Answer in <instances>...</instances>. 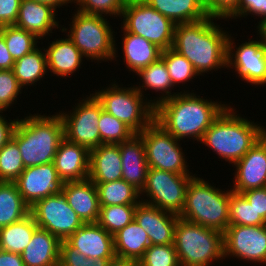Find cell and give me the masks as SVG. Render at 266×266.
<instances>
[{"label":"cell","instance_id":"obj_1","mask_svg":"<svg viewBox=\"0 0 266 266\" xmlns=\"http://www.w3.org/2000/svg\"><path fill=\"white\" fill-rule=\"evenodd\" d=\"M176 94L155 106L154 120L174 138L200 142L212 122L228 106L204 99L189 90Z\"/></svg>","mask_w":266,"mask_h":266},{"label":"cell","instance_id":"obj_2","mask_svg":"<svg viewBox=\"0 0 266 266\" xmlns=\"http://www.w3.org/2000/svg\"><path fill=\"white\" fill-rule=\"evenodd\" d=\"M217 18L207 17L193 23L176 24L172 47L183 55L201 75L227 67L229 33L219 27Z\"/></svg>","mask_w":266,"mask_h":266},{"label":"cell","instance_id":"obj_3","mask_svg":"<svg viewBox=\"0 0 266 266\" xmlns=\"http://www.w3.org/2000/svg\"><path fill=\"white\" fill-rule=\"evenodd\" d=\"M235 110L228 105L212 122L200 141V144L206 145L216 152L219 158L232 165L266 132L264 126L241 117Z\"/></svg>","mask_w":266,"mask_h":266},{"label":"cell","instance_id":"obj_4","mask_svg":"<svg viewBox=\"0 0 266 266\" xmlns=\"http://www.w3.org/2000/svg\"><path fill=\"white\" fill-rule=\"evenodd\" d=\"M12 139L17 143L24 167L54 162L64 126L59 113L29 114L17 121Z\"/></svg>","mask_w":266,"mask_h":266},{"label":"cell","instance_id":"obj_5","mask_svg":"<svg viewBox=\"0 0 266 266\" xmlns=\"http://www.w3.org/2000/svg\"><path fill=\"white\" fill-rule=\"evenodd\" d=\"M231 192V188L222 191L203 178L194 176L188 184L185 204L178 216L224 233L229 226Z\"/></svg>","mask_w":266,"mask_h":266},{"label":"cell","instance_id":"obj_6","mask_svg":"<svg viewBox=\"0 0 266 266\" xmlns=\"http://www.w3.org/2000/svg\"><path fill=\"white\" fill-rule=\"evenodd\" d=\"M174 246L180 266H210L223 260V232L178 219Z\"/></svg>","mask_w":266,"mask_h":266},{"label":"cell","instance_id":"obj_7","mask_svg":"<svg viewBox=\"0 0 266 266\" xmlns=\"http://www.w3.org/2000/svg\"><path fill=\"white\" fill-rule=\"evenodd\" d=\"M73 15L69 24L70 30L62 27L61 31L67 32L66 37L81 51L83 57L100 63L104 60H116L117 43L112 26H109L105 16L89 15L79 11Z\"/></svg>","mask_w":266,"mask_h":266},{"label":"cell","instance_id":"obj_8","mask_svg":"<svg viewBox=\"0 0 266 266\" xmlns=\"http://www.w3.org/2000/svg\"><path fill=\"white\" fill-rule=\"evenodd\" d=\"M114 81L106 89L92 93L102 108L116 119L123 121L135 133L142 132L153 120L155 107L146 96L142 95L134 85L119 87ZM148 99V100H147Z\"/></svg>","mask_w":266,"mask_h":266},{"label":"cell","instance_id":"obj_9","mask_svg":"<svg viewBox=\"0 0 266 266\" xmlns=\"http://www.w3.org/2000/svg\"><path fill=\"white\" fill-rule=\"evenodd\" d=\"M121 28L139 35L162 50L172 47L176 24L144 0H127Z\"/></svg>","mask_w":266,"mask_h":266},{"label":"cell","instance_id":"obj_10","mask_svg":"<svg viewBox=\"0 0 266 266\" xmlns=\"http://www.w3.org/2000/svg\"><path fill=\"white\" fill-rule=\"evenodd\" d=\"M138 134L142 137L149 168L182 175L192 174L188 169L189 165H187L186 155L180 146V141L155 120Z\"/></svg>","mask_w":266,"mask_h":266},{"label":"cell","instance_id":"obj_11","mask_svg":"<svg viewBox=\"0 0 266 266\" xmlns=\"http://www.w3.org/2000/svg\"><path fill=\"white\" fill-rule=\"evenodd\" d=\"M195 175L149 168L145 186L140 192V196L146 194L149 200L140 199L144 203L179 215L185 204L188 184Z\"/></svg>","mask_w":266,"mask_h":266},{"label":"cell","instance_id":"obj_12","mask_svg":"<svg viewBox=\"0 0 266 266\" xmlns=\"http://www.w3.org/2000/svg\"><path fill=\"white\" fill-rule=\"evenodd\" d=\"M87 96L78 100L69 113L60 111L59 115L64 126V138L90 151L100 145L98 125L103 108L93 94Z\"/></svg>","mask_w":266,"mask_h":266},{"label":"cell","instance_id":"obj_13","mask_svg":"<svg viewBox=\"0 0 266 266\" xmlns=\"http://www.w3.org/2000/svg\"><path fill=\"white\" fill-rule=\"evenodd\" d=\"M260 39L249 40L239 47L229 34L227 41V69L234 68L238 77L250 85L264 86L266 84V32L257 30ZM236 48V49H235Z\"/></svg>","mask_w":266,"mask_h":266},{"label":"cell","instance_id":"obj_14","mask_svg":"<svg viewBox=\"0 0 266 266\" xmlns=\"http://www.w3.org/2000/svg\"><path fill=\"white\" fill-rule=\"evenodd\" d=\"M30 214L38 228L49 231L60 241H65L84 224L62 191L36 201L30 207Z\"/></svg>","mask_w":266,"mask_h":266},{"label":"cell","instance_id":"obj_15","mask_svg":"<svg viewBox=\"0 0 266 266\" xmlns=\"http://www.w3.org/2000/svg\"><path fill=\"white\" fill-rule=\"evenodd\" d=\"M224 258L266 264V225L228 226L223 233Z\"/></svg>","mask_w":266,"mask_h":266},{"label":"cell","instance_id":"obj_16","mask_svg":"<svg viewBox=\"0 0 266 266\" xmlns=\"http://www.w3.org/2000/svg\"><path fill=\"white\" fill-rule=\"evenodd\" d=\"M14 182L30 207L36 201L60 192L63 186L54 162L26 167Z\"/></svg>","mask_w":266,"mask_h":266},{"label":"cell","instance_id":"obj_17","mask_svg":"<svg viewBox=\"0 0 266 266\" xmlns=\"http://www.w3.org/2000/svg\"><path fill=\"white\" fill-rule=\"evenodd\" d=\"M232 166L236 168L232 191L266 187V133Z\"/></svg>","mask_w":266,"mask_h":266},{"label":"cell","instance_id":"obj_18","mask_svg":"<svg viewBox=\"0 0 266 266\" xmlns=\"http://www.w3.org/2000/svg\"><path fill=\"white\" fill-rule=\"evenodd\" d=\"M178 214L159 209L140 201L134 219L148 234L151 245L174 244Z\"/></svg>","mask_w":266,"mask_h":266},{"label":"cell","instance_id":"obj_19","mask_svg":"<svg viewBox=\"0 0 266 266\" xmlns=\"http://www.w3.org/2000/svg\"><path fill=\"white\" fill-rule=\"evenodd\" d=\"M87 258H115L114 236L98 223H84L65 240Z\"/></svg>","mask_w":266,"mask_h":266},{"label":"cell","instance_id":"obj_20","mask_svg":"<svg viewBox=\"0 0 266 266\" xmlns=\"http://www.w3.org/2000/svg\"><path fill=\"white\" fill-rule=\"evenodd\" d=\"M90 151L65 138L59 143L54 165L59 178L64 182L81 181L89 177Z\"/></svg>","mask_w":266,"mask_h":266},{"label":"cell","instance_id":"obj_21","mask_svg":"<svg viewBox=\"0 0 266 266\" xmlns=\"http://www.w3.org/2000/svg\"><path fill=\"white\" fill-rule=\"evenodd\" d=\"M62 193L84 223H97L100 211L96 184L89 178L63 183Z\"/></svg>","mask_w":266,"mask_h":266},{"label":"cell","instance_id":"obj_22","mask_svg":"<svg viewBox=\"0 0 266 266\" xmlns=\"http://www.w3.org/2000/svg\"><path fill=\"white\" fill-rule=\"evenodd\" d=\"M58 11L51 6L31 0H21L15 26L33 33L39 40L50 36L52 29H58L59 21L55 20Z\"/></svg>","mask_w":266,"mask_h":266},{"label":"cell","instance_id":"obj_23","mask_svg":"<svg viewBox=\"0 0 266 266\" xmlns=\"http://www.w3.org/2000/svg\"><path fill=\"white\" fill-rule=\"evenodd\" d=\"M122 161V179L139 192L145 186L148 163L142 137L136 133L129 140L119 144Z\"/></svg>","mask_w":266,"mask_h":266},{"label":"cell","instance_id":"obj_24","mask_svg":"<svg viewBox=\"0 0 266 266\" xmlns=\"http://www.w3.org/2000/svg\"><path fill=\"white\" fill-rule=\"evenodd\" d=\"M93 183L122 179L119 144H101L90 150L89 177Z\"/></svg>","mask_w":266,"mask_h":266},{"label":"cell","instance_id":"obj_25","mask_svg":"<svg viewBox=\"0 0 266 266\" xmlns=\"http://www.w3.org/2000/svg\"><path fill=\"white\" fill-rule=\"evenodd\" d=\"M48 44L49 47L43 48V51L46 54L47 69L54 76L69 77L81 68L84 57L69 38L63 37Z\"/></svg>","mask_w":266,"mask_h":266},{"label":"cell","instance_id":"obj_26","mask_svg":"<svg viewBox=\"0 0 266 266\" xmlns=\"http://www.w3.org/2000/svg\"><path fill=\"white\" fill-rule=\"evenodd\" d=\"M61 241L49 231L37 228L21 253L25 266H58Z\"/></svg>","mask_w":266,"mask_h":266},{"label":"cell","instance_id":"obj_27","mask_svg":"<svg viewBox=\"0 0 266 266\" xmlns=\"http://www.w3.org/2000/svg\"><path fill=\"white\" fill-rule=\"evenodd\" d=\"M122 51L128 71L137 73L161 57L162 49L145 38L122 28Z\"/></svg>","mask_w":266,"mask_h":266},{"label":"cell","instance_id":"obj_28","mask_svg":"<svg viewBox=\"0 0 266 266\" xmlns=\"http://www.w3.org/2000/svg\"><path fill=\"white\" fill-rule=\"evenodd\" d=\"M175 24L193 23L208 16L204 0H144Z\"/></svg>","mask_w":266,"mask_h":266},{"label":"cell","instance_id":"obj_29","mask_svg":"<svg viewBox=\"0 0 266 266\" xmlns=\"http://www.w3.org/2000/svg\"><path fill=\"white\" fill-rule=\"evenodd\" d=\"M114 236L116 257L138 261L151 245L148 234L132 220Z\"/></svg>","mask_w":266,"mask_h":266},{"label":"cell","instance_id":"obj_30","mask_svg":"<svg viewBox=\"0 0 266 266\" xmlns=\"http://www.w3.org/2000/svg\"><path fill=\"white\" fill-rule=\"evenodd\" d=\"M142 80L141 86H134L142 95L145 93L143 90H155L156 92L160 91L159 98L151 99V104L155 107L158 103L175 96L180 92H172L174 86L172 84L170 75L168 73L167 67L164 63V60L160 57L158 60L152 62L148 67L143 68L142 70L136 73ZM142 87V88H141ZM173 87V88H172ZM143 89V90H142ZM170 90V91H169Z\"/></svg>","mask_w":266,"mask_h":266},{"label":"cell","instance_id":"obj_31","mask_svg":"<svg viewBox=\"0 0 266 266\" xmlns=\"http://www.w3.org/2000/svg\"><path fill=\"white\" fill-rule=\"evenodd\" d=\"M30 214L15 182L0 181V228L22 220Z\"/></svg>","mask_w":266,"mask_h":266},{"label":"cell","instance_id":"obj_32","mask_svg":"<svg viewBox=\"0 0 266 266\" xmlns=\"http://www.w3.org/2000/svg\"><path fill=\"white\" fill-rule=\"evenodd\" d=\"M38 228L31 214L18 222L0 228V249L21 254Z\"/></svg>","mask_w":266,"mask_h":266},{"label":"cell","instance_id":"obj_33","mask_svg":"<svg viewBox=\"0 0 266 266\" xmlns=\"http://www.w3.org/2000/svg\"><path fill=\"white\" fill-rule=\"evenodd\" d=\"M38 46L27 55L15 60L13 72L20 86H34L49 70L47 69L46 54Z\"/></svg>","mask_w":266,"mask_h":266},{"label":"cell","instance_id":"obj_34","mask_svg":"<svg viewBox=\"0 0 266 266\" xmlns=\"http://www.w3.org/2000/svg\"><path fill=\"white\" fill-rule=\"evenodd\" d=\"M95 184L100 206L137 205L141 201L140 192L123 179Z\"/></svg>","mask_w":266,"mask_h":266},{"label":"cell","instance_id":"obj_35","mask_svg":"<svg viewBox=\"0 0 266 266\" xmlns=\"http://www.w3.org/2000/svg\"><path fill=\"white\" fill-rule=\"evenodd\" d=\"M0 35L4 38L8 51L14 60L27 55L38 46L37 43H40L33 33L15 25L0 27Z\"/></svg>","mask_w":266,"mask_h":266},{"label":"cell","instance_id":"obj_36","mask_svg":"<svg viewBox=\"0 0 266 266\" xmlns=\"http://www.w3.org/2000/svg\"><path fill=\"white\" fill-rule=\"evenodd\" d=\"M137 205L100 206L97 223L111 235H115L134 220Z\"/></svg>","mask_w":266,"mask_h":266},{"label":"cell","instance_id":"obj_37","mask_svg":"<svg viewBox=\"0 0 266 266\" xmlns=\"http://www.w3.org/2000/svg\"><path fill=\"white\" fill-rule=\"evenodd\" d=\"M259 226L266 225V221L257 216L255 209L241 194L232 191L229 201V226Z\"/></svg>","mask_w":266,"mask_h":266},{"label":"cell","instance_id":"obj_38","mask_svg":"<svg viewBox=\"0 0 266 266\" xmlns=\"http://www.w3.org/2000/svg\"><path fill=\"white\" fill-rule=\"evenodd\" d=\"M161 58L164 60L174 86L180 85V83L184 85L186 82L192 81L193 78L199 76L193 65L173 48L163 50Z\"/></svg>","mask_w":266,"mask_h":266},{"label":"cell","instance_id":"obj_39","mask_svg":"<svg viewBox=\"0 0 266 266\" xmlns=\"http://www.w3.org/2000/svg\"><path fill=\"white\" fill-rule=\"evenodd\" d=\"M100 145L120 144L129 140L136 134L123 121L116 119L113 115L102 111L99 120Z\"/></svg>","mask_w":266,"mask_h":266},{"label":"cell","instance_id":"obj_40","mask_svg":"<svg viewBox=\"0 0 266 266\" xmlns=\"http://www.w3.org/2000/svg\"><path fill=\"white\" fill-rule=\"evenodd\" d=\"M24 169L18 145L11 139L0 150V181L14 182Z\"/></svg>","mask_w":266,"mask_h":266},{"label":"cell","instance_id":"obj_41","mask_svg":"<svg viewBox=\"0 0 266 266\" xmlns=\"http://www.w3.org/2000/svg\"><path fill=\"white\" fill-rule=\"evenodd\" d=\"M138 266H180L174 244L150 245Z\"/></svg>","mask_w":266,"mask_h":266},{"label":"cell","instance_id":"obj_42","mask_svg":"<svg viewBox=\"0 0 266 266\" xmlns=\"http://www.w3.org/2000/svg\"><path fill=\"white\" fill-rule=\"evenodd\" d=\"M127 0H75L77 11L89 15L117 17L126 5Z\"/></svg>","mask_w":266,"mask_h":266},{"label":"cell","instance_id":"obj_43","mask_svg":"<svg viewBox=\"0 0 266 266\" xmlns=\"http://www.w3.org/2000/svg\"><path fill=\"white\" fill-rule=\"evenodd\" d=\"M113 258H87L71 247L66 241H61L58 266H107Z\"/></svg>","mask_w":266,"mask_h":266},{"label":"cell","instance_id":"obj_44","mask_svg":"<svg viewBox=\"0 0 266 266\" xmlns=\"http://www.w3.org/2000/svg\"><path fill=\"white\" fill-rule=\"evenodd\" d=\"M21 88L12 69L0 70V111H5L17 101L23 91Z\"/></svg>","mask_w":266,"mask_h":266},{"label":"cell","instance_id":"obj_45","mask_svg":"<svg viewBox=\"0 0 266 266\" xmlns=\"http://www.w3.org/2000/svg\"><path fill=\"white\" fill-rule=\"evenodd\" d=\"M256 15L261 18L258 22L257 29H266V0H239L238 8L227 18L228 20Z\"/></svg>","mask_w":266,"mask_h":266},{"label":"cell","instance_id":"obj_46","mask_svg":"<svg viewBox=\"0 0 266 266\" xmlns=\"http://www.w3.org/2000/svg\"><path fill=\"white\" fill-rule=\"evenodd\" d=\"M239 0H204L206 12L209 17L219 19L227 18L238 8Z\"/></svg>","mask_w":266,"mask_h":266},{"label":"cell","instance_id":"obj_47","mask_svg":"<svg viewBox=\"0 0 266 266\" xmlns=\"http://www.w3.org/2000/svg\"><path fill=\"white\" fill-rule=\"evenodd\" d=\"M241 194L255 209L257 216H261L266 221V187L251 189Z\"/></svg>","mask_w":266,"mask_h":266},{"label":"cell","instance_id":"obj_48","mask_svg":"<svg viewBox=\"0 0 266 266\" xmlns=\"http://www.w3.org/2000/svg\"><path fill=\"white\" fill-rule=\"evenodd\" d=\"M21 0H0V27L15 25Z\"/></svg>","mask_w":266,"mask_h":266},{"label":"cell","instance_id":"obj_49","mask_svg":"<svg viewBox=\"0 0 266 266\" xmlns=\"http://www.w3.org/2000/svg\"><path fill=\"white\" fill-rule=\"evenodd\" d=\"M3 111H0V150L2 147L12 139L17 121V119L14 120H6L5 116L2 115Z\"/></svg>","mask_w":266,"mask_h":266},{"label":"cell","instance_id":"obj_50","mask_svg":"<svg viewBox=\"0 0 266 266\" xmlns=\"http://www.w3.org/2000/svg\"><path fill=\"white\" fill-rule=\"evenodd\" d=\"M15 60L11 56L4 41V38L0 35V70L13 69Z\"/></svg>","mask_w":266,"mask_h":266},{"label":"cell","instance_id":"obj_51","mask_svg":"<svg viewBox=\"0 0 266 266\" xmlns=\"http://www.w3.org/2000/svg\"><path fill=\"white\" fill-rule=\"evenodd\" d=\"M0 266H25L21 254L0 249Z\"/></svg>","mask_w":266,"mask_h":266},{"label":"cell","instance_id":"obj_52","mask_svg":"<svg viewBox=\"0 0 266 266\" xmlns=\"http://www.w3.org/2000/svg\"><path fill=\"white\" fill-rule=\"evenodd\" d=\"M107 266H138V261L115 257L108 262Z\"/></svg>","mask_w":266,"mask_h":266},{"label":"cell","instance_id":"obj_53","mask_svg":"<svg viewBox=\"0 0 266 266\" xmlns=\"http://www.w3.org/2000/svg\"><path fill=\"white\" fill-rule=\"evenodd\" d=\"M31 1H35V2H38L40 4H45V5L51 6L56 10H58L63 5L66 6L67 4L72 3V2L75 3V0H31Z\"/></svg>","mask_w":266,"mask_h":266}]
</instances>
